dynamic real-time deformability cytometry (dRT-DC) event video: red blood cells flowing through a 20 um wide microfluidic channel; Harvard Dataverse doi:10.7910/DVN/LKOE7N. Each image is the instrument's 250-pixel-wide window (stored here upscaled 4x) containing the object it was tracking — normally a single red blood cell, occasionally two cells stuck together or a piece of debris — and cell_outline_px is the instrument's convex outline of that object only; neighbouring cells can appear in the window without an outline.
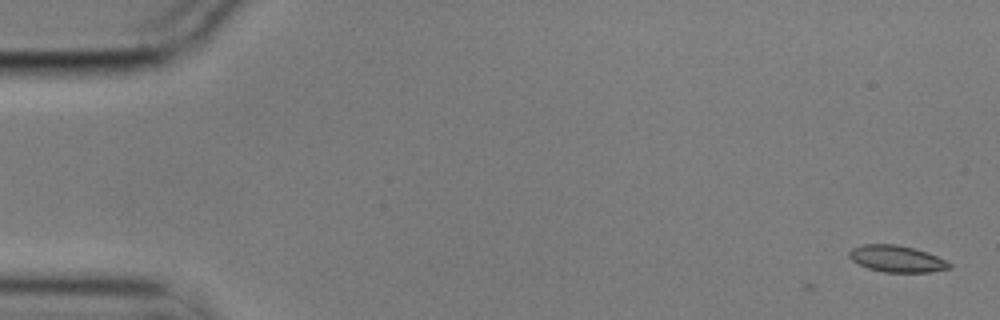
{"species": "common noctule bat (a hibernating species)", "species_latin": "Nyctalus noctula", "temperature_condition": "cold", "stored_images_in_passage": 14, "camera_frame_rate_fps": 3000, "um_per_image_px": 0.085, "animal": {"sex": "male", "body_mass_g": 17.9}, "frame": {"image": 1, "passage_image": 1, "time_ms": 0.0, "image_size_px": [1000, 320], "cell_outline_px": [[952, 268], [932, 272], [884, 272], [868, 268], [852, 260], [848, 256], [848, 252], [852, 248], [860, 244], [896, 244], [916, 248], [928, 252], [952, 264]], "centroid_in_image_um": [76.23, 21.99], "position_along_channel_um": 8.8, "area_um2": 15.66}}
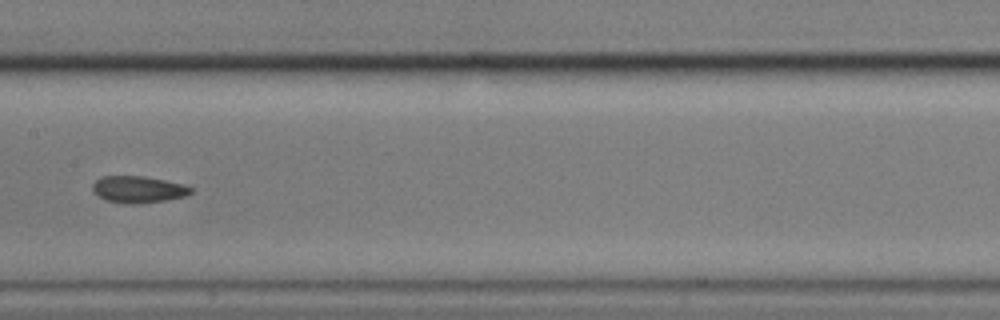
{"frame": {"image": 2, "passage_image": 8, "time_ms": 2.333, "image_size_px": [1000, 320], "cell_outline_px": [[192, 192], [184, 196], [164, 200], [136, 204], [124, 204], [104, 200], [92, 188], [92, 184], [96, 180], [104, 176], [144, 176], [184, 184], [192, 188]], "centroid_in_image_um": [11.74, 16.1], "position_along_channel_um": 195.7, "area_um2": 15.2}}
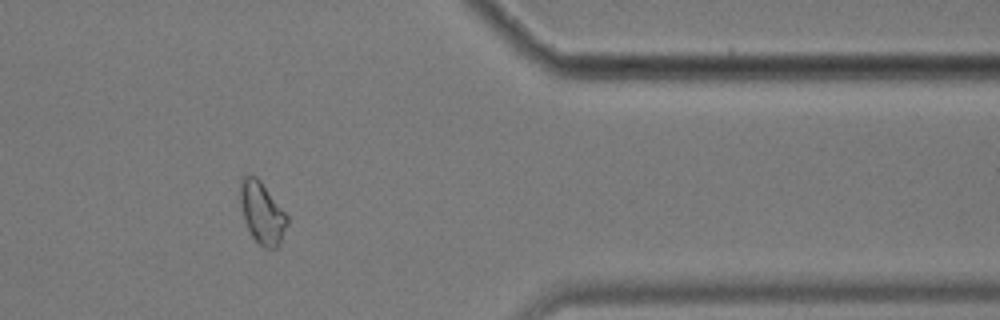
{"frame": {"image": 3, "passage_image": 13, "time_ms": 4.0, "image_size_px": [1000, 320], "cell_outline_px": [[288, 224], [280, 244], [276, 248], [264, 248], [248, 232], [244, 220], [240, 200], [240, 180], [248, 172], [256, 176], [260, 180], [288, 216]], "centroid_in_image_um": [22.27, 18.08], "position_along_channel_um": 389.1, "area_um2": 17.05}}